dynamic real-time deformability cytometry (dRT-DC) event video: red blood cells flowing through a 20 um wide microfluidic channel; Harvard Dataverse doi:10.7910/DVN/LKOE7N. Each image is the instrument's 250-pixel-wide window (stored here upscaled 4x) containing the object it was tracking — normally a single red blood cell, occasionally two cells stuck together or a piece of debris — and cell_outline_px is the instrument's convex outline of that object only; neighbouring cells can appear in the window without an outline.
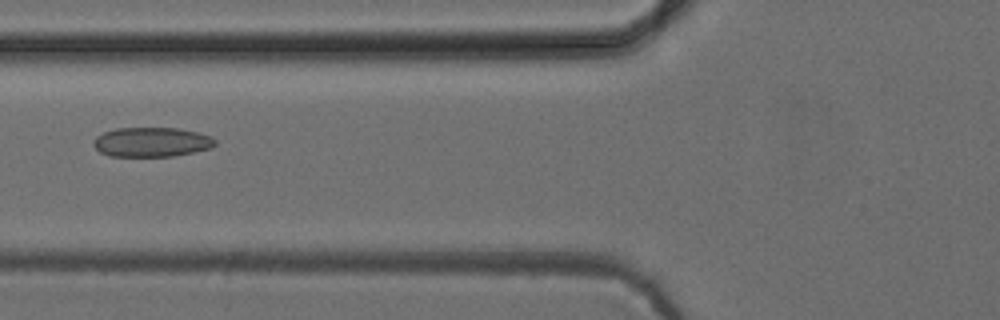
{"species": "common noctule bat (a hibernating species)", "species_latin": "Nyctalus noctula", "temperature_condition": "cold", "stored_images_in_passage": 36, "camera_frame_rate_fps": 3000, "um_per_image_px": 0.085, "animal": {"sex": "female", "body_mass_g": 24.6, "forearm_length_mm": 56.2}, "frame": {"image": 1, "passage_image": 14, "time_ms": 4.333, "image_size_px": [1000, 320], "cell_outline_px": [[216, 144], [212, 148], [172, 156], [108, 156], [100, 152], [92, 144], [96, 136], [104, 132], [116, 128], [176, 128], [196, 132], [212, 136], [216, 140]], "centroid_in_image_um": [12.88, 12.07], "position_along_channel_um": 112.9, "area_um2": 20.92}}
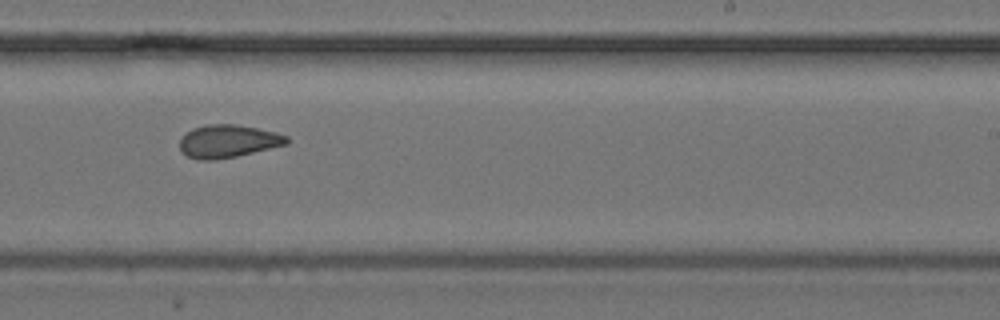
{"frame": {"image": 2, "passage_image": 26, "time_ms": 8.333, "image_size_px": [1000, 320], "cell_outline_px": [[292, 140], [288, 144], [236, 156], [216, 160], [196, 160], [188, 156], [180, 148], [180, 140], [192, 128], [208, 124], [236, 124], [276, 132], [288, 136]], "centroid_in_image_um": [19.42, 12.0], "position_along_channel_um": 269.6, "area_um2": 20.46}}
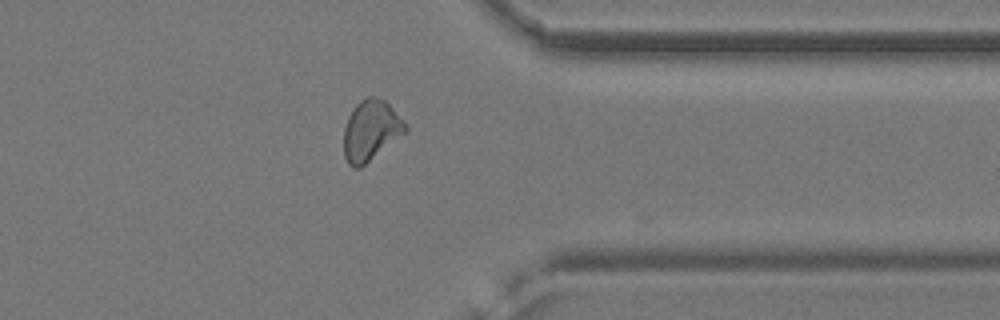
{"frame": {"image": 3, "passage_image": 35, "time_ms": 11.333, "image_size_px": [1000, 320], "cell_outline_px": [[408, 132], [360, 168], [352, 168], [348, 164], [344, 156], [344, 128], [348, 116], [356, 104], [360, 100], [368, 96], [376, 96], [384, 100], [392, 108], [408, 128]], "centroid_in_image_um": [31.51, 11.11], "position_along_channel_um": 379.9, "area_um2": 21.79}, "authors_computed_cell_mechanics": {"area_um2": 20.6635, "velocity_mm_per_s": 3.9145, "shape_relaxation_time_tau1_ms": 9.281, "shape_relaxation_time_tau2_ms": 2.6313, "deformation_change_tau1": 0.1731, "deformation_change_tau2": 0.0837}}